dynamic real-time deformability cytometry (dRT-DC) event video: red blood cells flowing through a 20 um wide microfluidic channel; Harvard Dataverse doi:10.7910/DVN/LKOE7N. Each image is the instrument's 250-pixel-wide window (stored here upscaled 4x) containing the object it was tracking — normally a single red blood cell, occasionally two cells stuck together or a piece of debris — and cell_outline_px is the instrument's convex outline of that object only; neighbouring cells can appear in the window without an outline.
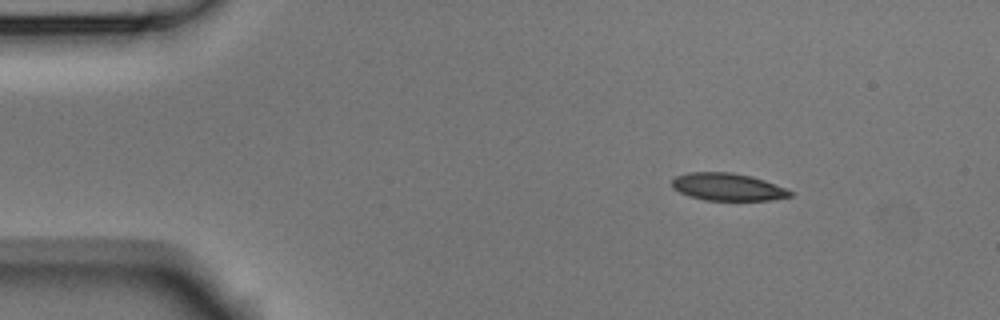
{"species": "Egyptian fruit bat (a non-hibernating species)", "species_latin": "Rousettus aegyptiacus", "temperature_condition": "room temperature", "stored_images_in_passage": 3, "camera_frame_rate_fps": 3000, "um_per_image_px": 0.085, "animal": {"sex": "male"}, "frame": {"image": 1, "passage_image": 1, "time_ms": 0.0, "image_size_px": [1000, 320], "cell_outline_px": [[792, 196], [772, 200], [704, 200], [688, 196], [672, 188], [672, 180], [676, 176], [688, 172], [732, 172], [752, 176], [764, 180], [784, 188], [792, 192]], "centroid_in_image_um": [61.82, 15.88], "position_along_channel_um": 23.2, "area_um2": 18.9}}